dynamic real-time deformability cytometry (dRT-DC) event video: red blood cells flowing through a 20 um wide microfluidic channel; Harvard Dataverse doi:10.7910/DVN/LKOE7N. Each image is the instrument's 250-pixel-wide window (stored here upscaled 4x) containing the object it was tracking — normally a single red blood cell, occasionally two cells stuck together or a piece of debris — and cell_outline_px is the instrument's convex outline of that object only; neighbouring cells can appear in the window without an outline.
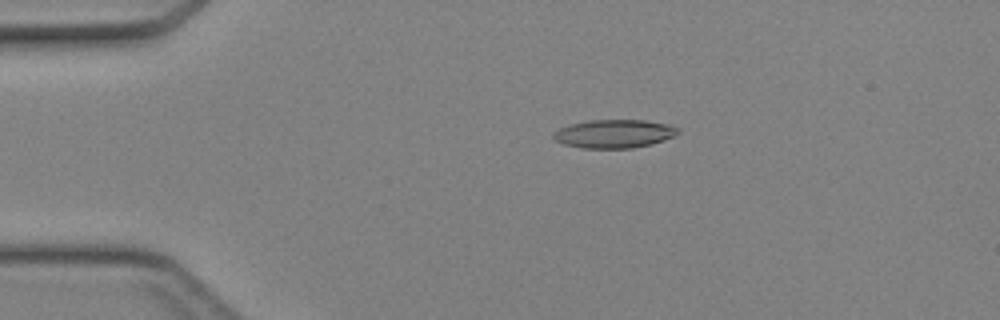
{"species": "Egyptian fruit bat (a non-hibernating species)", "species_latin": "Rousettus aegyptiacus", "temperature_condition": "cold", "stored_images_in_passage": 36, "camera_frame_rate_fps": 3000, "um_per_image_px": 0.085, "animal": {"sex": "female"}, "frame": {"image": 1, "passage_image": 1, "time_ms": 0.0, "image_size_px": [1000, 320], "cell_outline_px": [[680, 132], [664, 140], [652, 144], [632, 148], [584, 148], [564, 144], [556, 140], [552, 136], [552, 132], [560, 128], [572, 124], [588, 120], [644, 120], [668, 124], [680, 128]], "centroid_in_image_um": [52.22, 11.36], "position_along_channel_um": 32.8, "area_um2": 20.58}}
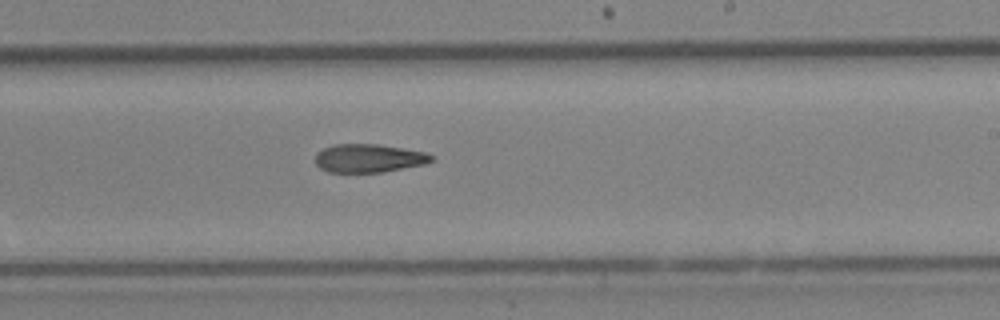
{"frame": {"image": 2, "passage_image": 19, "time_ms": 6.0, "image_size_px": [1000, 320], "cell_outline_px": [[436, 160], [424, 164], [384, 172], [328, 172], [320, 168], [316, 164], [316, 152], [332, 144], [380, 144], [404, 148], [424, 152], [436, 156]], "centroid_in_image_um": [31.37, 13.44], "position_along_channel_um": 257.6, "area_um2": 19.42}}
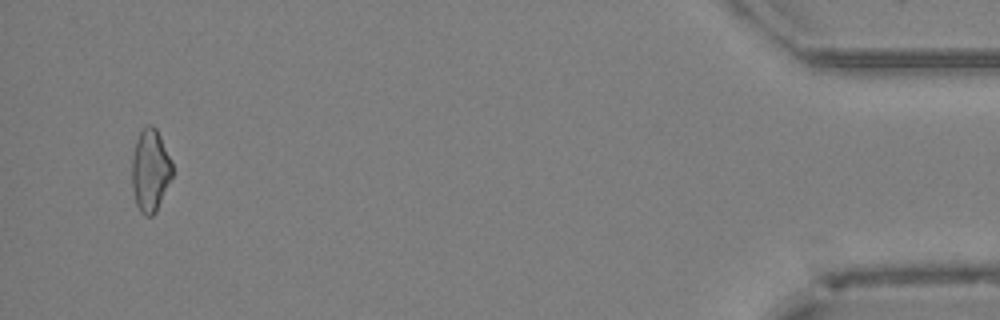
{"frame": {"image": 3, "passage_image": 35, "time_ms": 11.333, "image_size_px": [1000, 320], "cell_outline_px": [[172, 176], [156, 212], [152, 216], [144, 216], [140, 212], [136, 204], [132, 188], [132, 156], [136, 140], [140, 132], [148, 124], [152, 124], [156, 128], [172, 160]], "centroid_in_image_um": [12.77, 14.49], "position_along_channel_um": 422.4, "area_um2": 19.48}}